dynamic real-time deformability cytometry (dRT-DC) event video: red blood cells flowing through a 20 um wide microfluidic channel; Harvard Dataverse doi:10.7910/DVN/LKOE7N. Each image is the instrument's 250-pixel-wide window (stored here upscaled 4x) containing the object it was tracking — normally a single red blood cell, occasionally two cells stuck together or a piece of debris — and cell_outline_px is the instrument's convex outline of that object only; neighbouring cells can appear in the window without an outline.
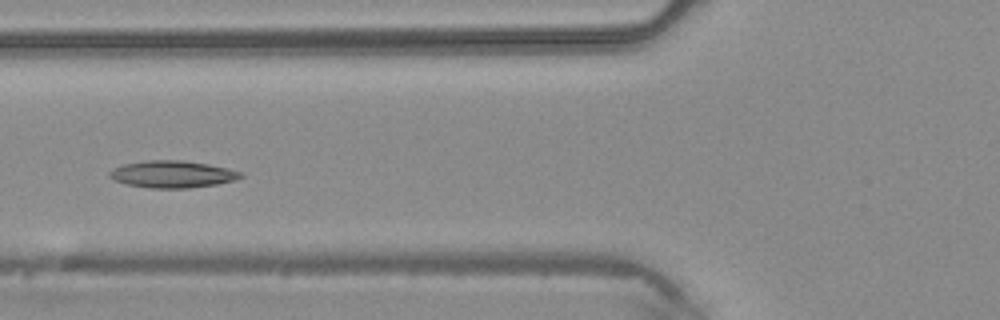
{"species": "common noctule bat (a hibernating species)", "species_latin": "Nyctalus noctula", "temperature_condition": "warm", "stored_images_in_passage": 28, "camera_frame_rate_fps": 3000, "um_per_image_px": 0.085, "animal": {"sex": "male", "body_mass_g": 20.4}, "frame": {"image": 1, "passage_image": 7, "time_ms": 2.0, "image_size_px": [1000, 320], "cell_outline_px": [[244, 176], [236, 180], [216, 184], [188, 188], [152, 188], [128, 184], [116, 180], [108, 176], [108, 172], [112, 168], [124, 164], [144, 160], [184, 160], [208, 164], [228, 168], [244, 172]], "centroid_in_image_um": [14.68, 14.79], "position_along_channel_um": 111.1, "area_um2": 20.75}}
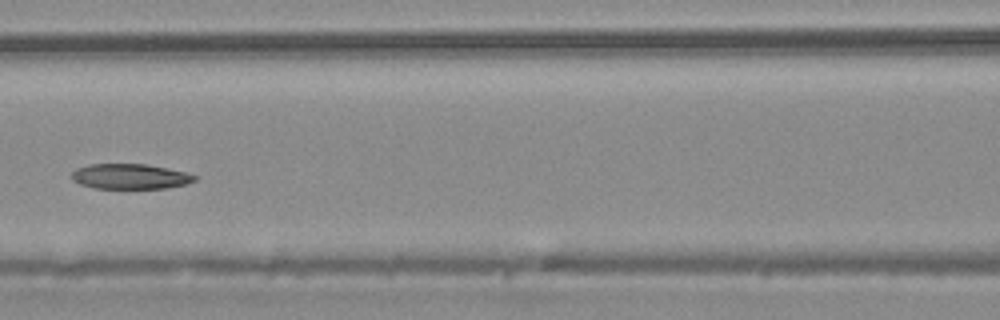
{"frame": {"image": 2, "passage_image": 10, "time_ms": 3.0, "image_size_px": [1000, 320], "cell_outline_px": [[200, 176], [196, 180], [184, 184], [164, 188], [96, 188], [80, 184], [72, 180], [72, 172], [76, 168], [88, 164], [148, 164], [168, 168]], "centroid_in_image_um": [11.06, 14.99], "position_along_channel_um": 155.5, "area_um2": 18.03}}
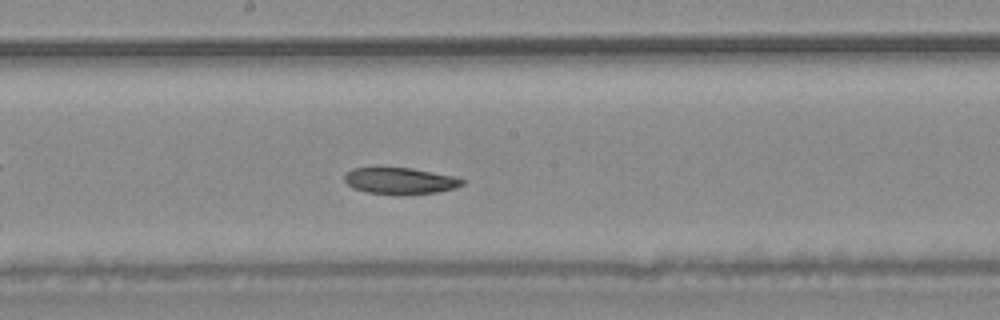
{"frame": {"image": 3, "passage_image": 14, "time_ms": 4.333, "image_size_px": [1000, 320], "cell_outline_px": [[464, 184], [456, 188], [440, 192], [404, 196], [396, 196], [368, 192], [352, 188], [344, 180], [344, 172], [352, 168], [376, 164], [412, 168], [456, 176], [464, 180]], "centroid_in_image_um": [33.95, 15.34], "position_along_channel_um": 214.2, "area_um2": 19.59}}